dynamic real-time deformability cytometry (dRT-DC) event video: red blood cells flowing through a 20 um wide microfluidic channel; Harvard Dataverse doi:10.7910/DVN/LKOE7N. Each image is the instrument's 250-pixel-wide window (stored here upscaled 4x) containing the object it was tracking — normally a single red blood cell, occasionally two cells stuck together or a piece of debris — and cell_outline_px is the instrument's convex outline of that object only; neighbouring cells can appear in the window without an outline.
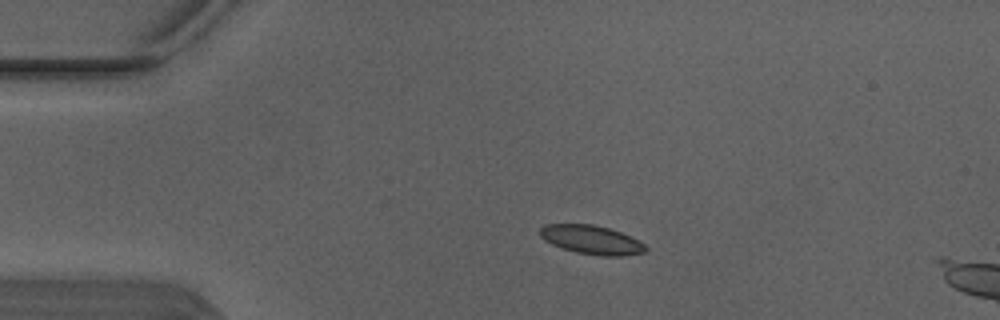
{"species": "Egyptian fruit bat (a non-hibernating species)", "species_latin": "Rousettus aegyptiacus", "temperature_condition": "warm", "stored_images_in_passage": 3, "camera_frame_rate_fps": 3000, "um_per_image_px": 0.085, "animal": {"sex": "male"}, "frame": {"image": 1, "passage_image": 1, "time_ms": 0.0, "image_size_px": [1000, 320], "cell_outline_px": [[648, 248], [644, 252], [624, 256], [600, 256], [576, 252], [552, 244], [544, 240], [540, 236], [540, 228], [544, 224], [592, 224], [608, 228], [620, 232], [644, 244]], "centroid_in_image_um": [50.26, 20.38], "position_along_channel_um": 34.7, "area_um2": 17.57}}